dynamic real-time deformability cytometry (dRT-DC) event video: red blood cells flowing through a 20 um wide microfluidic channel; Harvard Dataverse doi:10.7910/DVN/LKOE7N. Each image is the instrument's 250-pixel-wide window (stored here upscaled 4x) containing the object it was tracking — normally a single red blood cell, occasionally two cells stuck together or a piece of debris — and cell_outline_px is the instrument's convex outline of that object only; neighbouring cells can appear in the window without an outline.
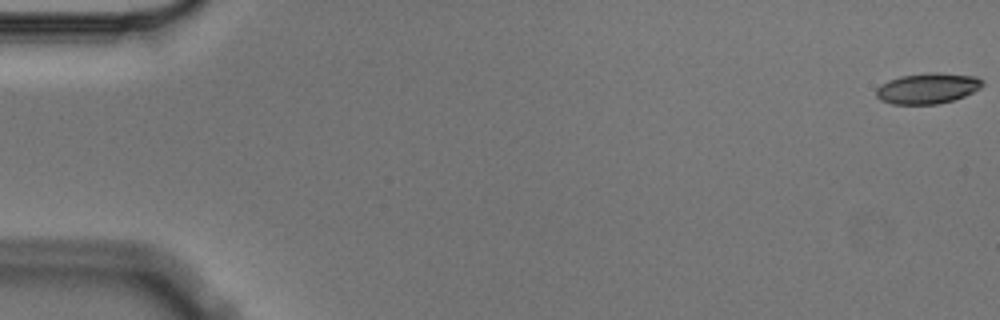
{"species": "Egyptian fruit bat (a non-hibernating species)", "species_latin": "Rousettus aegyptiacus", "temperature_condition": "cold", "stored_images_in_passage": 8, "camera_frame_rate_fps": 3000, "um_per_image_px": 0.085, "animal": {"sex": "male"}, "frame": {"image": 1, "passage_image": 1, "time_ms": 0.0, "image_size_px": [1000, 320], "cell_outline_px": [[984, 84], [980, 88], [964, 96], [952, 100], [936, 104], [892, 104], [880, 100], [876, 96], [876, 88], [880, 84], [888, 80], [900, 76], [928, 72], [936, 72], [976, 76], [984, 80]], "centroid_in_image_um": [78.83, 7.5], "position_along_channel_um": 6.2, "area_um2": 19.13}}
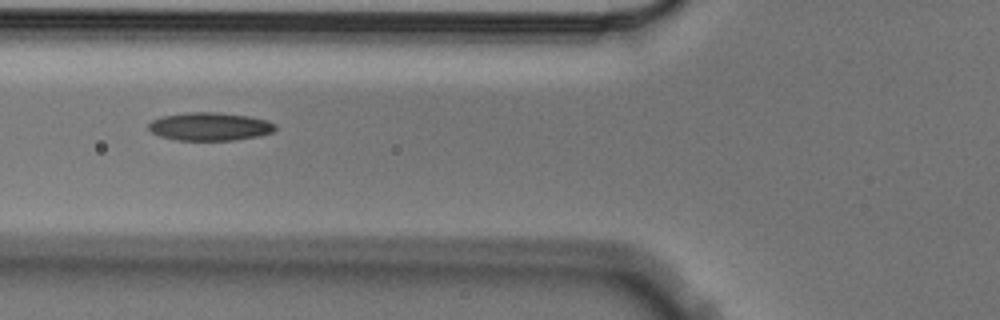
{"frame": {"image": 2, "passage_image": 7, "time_ms": 2.0, "image_size_px": [1000, 320], "cell_outline_px": [[276, 128], [272, 132], [256, 136], [236, 140], [176, 140], [160, 136], [152, 132], [148, 128], [148, 124], [152, 120], [160, 116], [188, 112], [220, 112], [248, 116], [268, 120], [276, 124]], "centroid_in_image_um": [17.82, 10.74], "position_along_channel_um": 108.0, "area_um2": 20.87}}
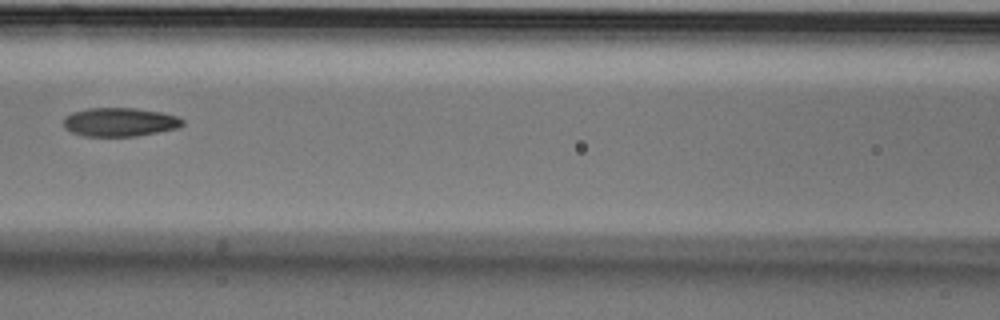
{"frame": {"image": 3, "passage_image": 8, "time_ms": 2.333, "image_size_px": [1000, 320], "cell_outline_px": [[184, 124], [180, 128], [136, 136], [84, 136], [72, 132], [64, 128], [64, 116], [72, 112], [88, 108], [136, 108], [160, 112], [176, 116], [184, 120]], "centroid_in_image_um": [10.18, 10.37], "position_along_channel_um": 156.4, "area_um2": 20.0}}